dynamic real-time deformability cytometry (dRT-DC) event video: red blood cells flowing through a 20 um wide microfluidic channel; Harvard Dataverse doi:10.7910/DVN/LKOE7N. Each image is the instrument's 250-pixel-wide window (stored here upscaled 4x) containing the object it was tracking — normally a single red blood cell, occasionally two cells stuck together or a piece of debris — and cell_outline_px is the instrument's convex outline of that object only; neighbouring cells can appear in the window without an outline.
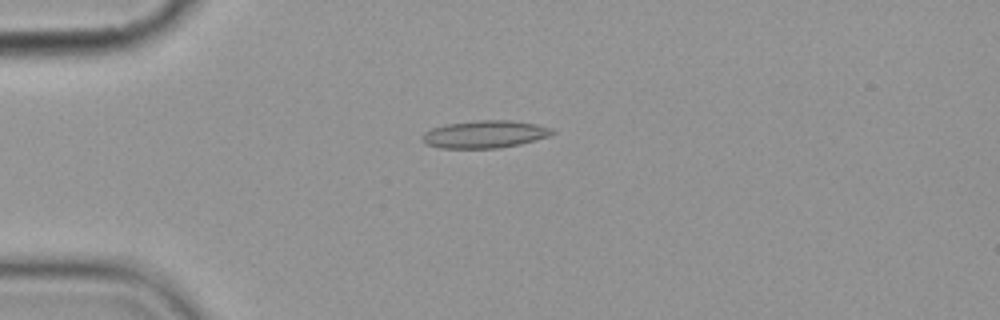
{"species": "common noctule bat (a hibernating species)", "species_latin": "Nyctalus noctula", "temperature_condition": "cold", "stored_images_in_passage": 9, "camera_frame_rate_fps": 3000, "um_per_image_px": 0.085, "animal": {"sex": "female", "body_mass_g": 19.9}, "frame": {"image": 1, "passage_image": 4, "time_ms": 3.333, "image_size_px": [1000, 320], "cell_outline_px": [[556, 132], [548, 136], [520, 144], [500, 148], [440, 148], [424, 144], [424, 132], [432, 128], [448, 124], [476, 120], [512, 120], [536, 124], [552, 128]], "centroid_in_image_um": [41.23, 11.41], "position_along_channel_um": 43.8, "area_um2": 20.75}}
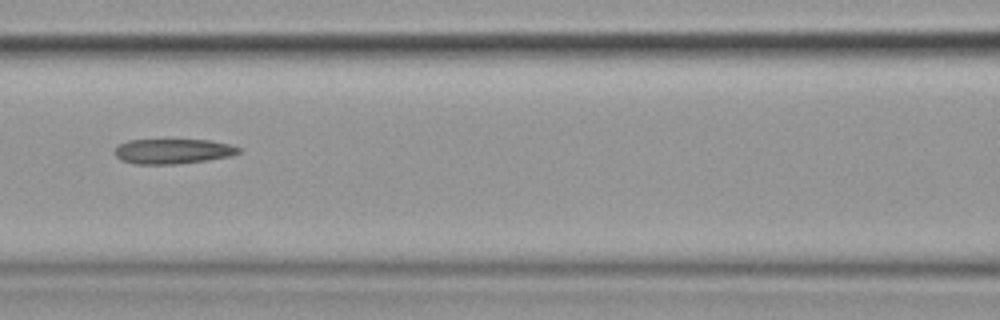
{"frame": {"image": 2, "passage_image": 7, "time_ms": 7.0, "image_size_px": [1000, 320], "cell_outline_px": [[240, 152], [232, 156], [208, 160], [176, 164], [136, 164], [120, 160], [112, 152], [120, 144], [128, 140], [208, 140], [228, 144], [240, 148]], "centroid_in_image_um": [14.67, 12.86], "position_along_channel_um": 151.9, "area_um2": 18.03}}
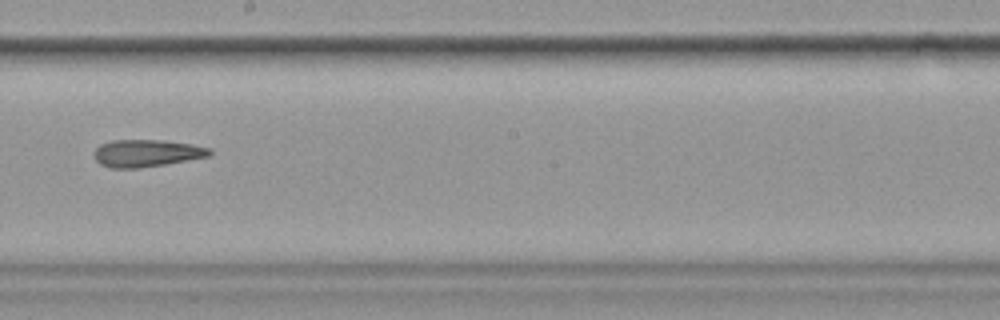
{"frame": {"image": 3, "passage_image": 9, "time_ms": 9.333, "image_size_px": [1000, 320], "cell_outline_px": [[212, 156], [140, 168], [108, 168], [100, 164], [92, 156], [92, 152], [100, 144], [112, 140], [164, 140], [192, 144], [212, 148]], "centroid_in_image_um": [12.45, 13.02], "position_along_channel_um": 235.7, "area_um2": 18.67}}